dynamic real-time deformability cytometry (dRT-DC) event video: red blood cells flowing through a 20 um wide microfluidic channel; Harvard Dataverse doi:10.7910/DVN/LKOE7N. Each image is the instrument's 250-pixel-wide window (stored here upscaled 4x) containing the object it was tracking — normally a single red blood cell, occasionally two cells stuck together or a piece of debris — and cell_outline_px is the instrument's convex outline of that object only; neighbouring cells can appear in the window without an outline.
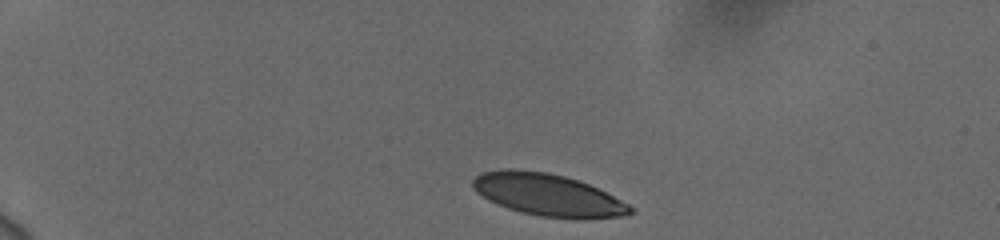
{"species": "human", "species_latin": "Homo sapiens", "temperature_condition": "cold", "stored_images_in_passage": 44, "camera_frame_rate_fps": 3000, "um_per_image_px": 0.085, "donor": {"sex": "female"}, "frame": {"image": 1, "passage_image": 1, "time_ms": 0.0, "image_size_px": [1000, 240], "cell_outline_px": [[636, 212], [624, 216], [584, 220], [540, 216], [520, 212], [496, 204], [488, 200], [476, 192], [472, 188], [472, 180], [480, 172], [504, 168], [512, 168], [544, 172], [564, 176], [588, 184], [628, 204]], "centroid_in_image_um": [46.53, 16.57], "position_along_channel_um": 38.5, "area_um2": 38.9}}
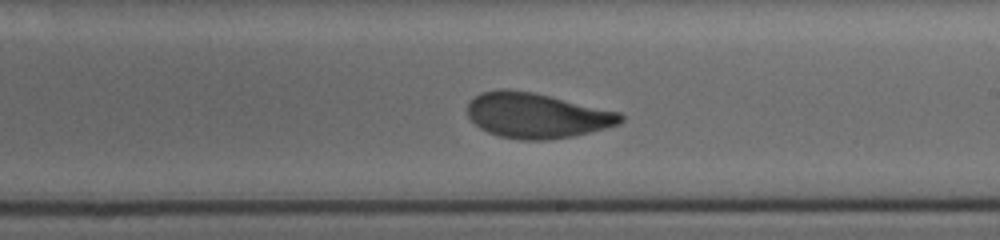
{"frame": {"image": 2, "passage_image": 24, "time_ms": 7.667, "image_size_px": [1000, 240], "cell_outline_px": [[624, 120], [620, 124], [572, 136], [544, 140], [520, 140], [500, 136], [488, 132], [480, 128], [468, 116], [468, 104], [480, 92], [500, 88], [532, 92], [620, 112], [624, 116]], "centroid_in_image_um": [45.62, 9.81], "position_along_channel_um": 243.4, "area_um2": 40.0}}
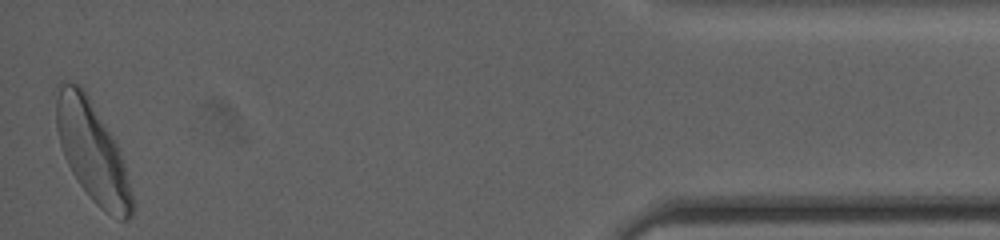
{"frame": {"image": 3, "passage_image": 44, "time_ms": 14.333, "image_size_px": [1000, 240], "cell_outline_px": [[136, 204], [132, 216], [128, 220], [120, 220], [104, 212], [92, 200], [80, 184], [72, 172], [64, 156], [60, 144], [56, 128], [56, 84], [60, 80], [68, 80], [80, 84], [84, 88], [116, 140], [136, 200]], "centroid_in_image_um": [7.87, 12.87], "position_along_channel_um": 427.3, "area_um2": 45.08}, "authors_computed_cell_mechanics": {"area_um2": 40.4022, "velocity_mm_per_s": 3.6988, "shape_relaxation_time_tau1_ms": 3.4154, "shape_relaxation_time_tau2_ms": 1.1683, "deformation_change_tau1": 0.1518, "deformation_change_tau2": 0.0643}}